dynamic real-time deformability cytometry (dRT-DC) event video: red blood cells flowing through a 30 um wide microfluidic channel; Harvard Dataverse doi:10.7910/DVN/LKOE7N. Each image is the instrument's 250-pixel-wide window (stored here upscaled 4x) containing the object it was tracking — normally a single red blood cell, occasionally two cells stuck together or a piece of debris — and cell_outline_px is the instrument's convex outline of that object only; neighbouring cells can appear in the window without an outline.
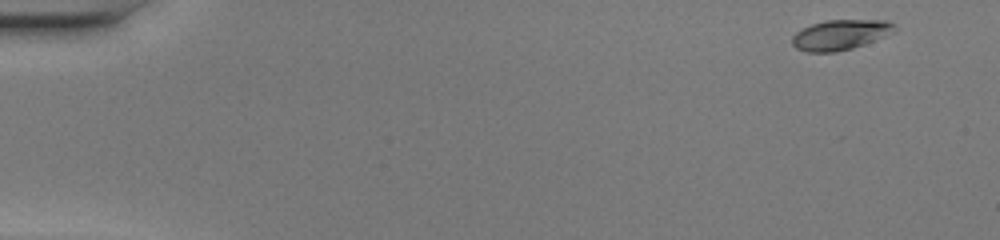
{"species": "common noctule bat (a hibernating species)", "species_latin": "Nyctalus noctula", "temperature_condition": "warm", "stored_images_in_passage": 48, "camera_frame_rate_fps": 3000, "um_per_image_px": 0.085, "animal": {"sex": "female", "body_mass_g": 20.0, "forearm_length_mm": 54.0}, "frame": {"image": 1, "passage_image": 1, "time_ms": 0.0, "image_size_px": [1000, 240], "cell_outline_px": [[896, 32], [864, 44], [852, 48], [836, 52], [808, 52], [796, 48], [792, 44], [792, 36], [796, 32], [812, 24], [828, 20], [888, 20], [896, 24]], "centroid_in_image_um": [71.47, 2.95], "position_along_channel_um": 13.5, "area_um2": 18.03}}
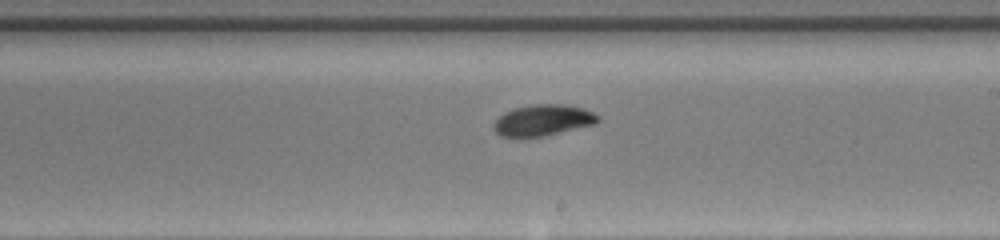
{"frame": {"image": 2, "passage_image": 28, "time_ms": 9.0, "image_size_px": [1000, 240], "cell_outline_px": [[600, 120], [596, 124], [544, 136], [500, 136], [492, 128], [492, 124], [504, 112], [512, 108], [532, 104], [564, 104], [584, 108], [600, 116]], "centroid_in_image_um": [46.16, 10.2], "position_along_channel_um": 242.8, "area_um2": 19.02}}
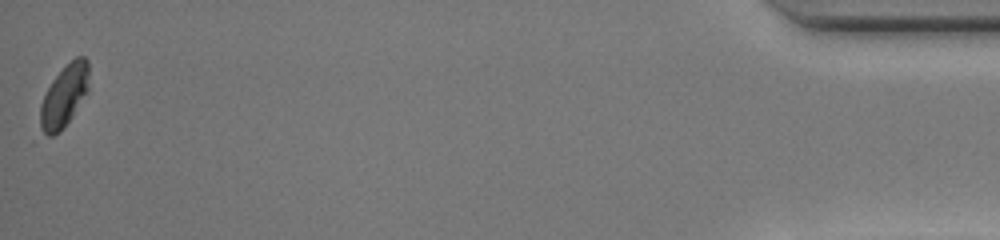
{"frame": {"image": 3, "passage_image": 48, "time_ms": 15.667, "image_size_px": [1000, 240], "cell_outline_px": [[88, 92], [64, 128], [60, 132], [52, 136], [40, 136], [40, 104], [52, 80], [76, 56], [84, 56], [88, 60]], "centroid_in_image_um": [5.44, 8.22], "position_along_channel_um": 429.8, "area_um2": 17.69}, "authors_computed_cell_mechanics": {"area_um2": 18.5538, "velocity_mm_per_s": 4.1386, "shape_relaxation_time_tau1_ms": 6.8243, "shape_relaxation_time_tau2_ms": 5.159, "deformation_change_tau1": 0.2185, "deformation_change_tau2": 0.0736}}